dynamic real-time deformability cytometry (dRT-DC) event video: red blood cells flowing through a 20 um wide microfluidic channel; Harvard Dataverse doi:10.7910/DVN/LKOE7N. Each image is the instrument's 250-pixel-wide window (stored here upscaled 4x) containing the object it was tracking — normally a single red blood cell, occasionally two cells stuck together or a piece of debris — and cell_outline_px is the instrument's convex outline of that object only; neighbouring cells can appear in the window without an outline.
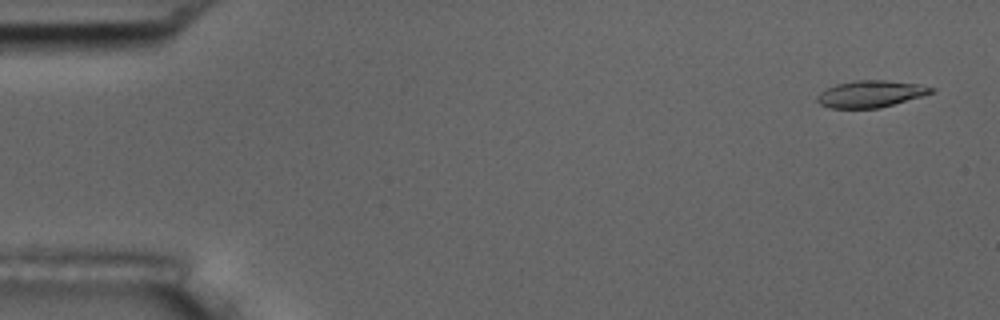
{"species": "common noctule bat (a hibernating species)", "species_latin": "Nyctalus noctula", "temperature_condition": "room temperature", "stored_images_in_passage": 55, "camera_frame_rate_fps": 3000, "um_per_image_px": 0.085, "animal": {"sex": "male", "body_mass_g": 17.5, "forearm_length_mm": 52.3}, "frame": {"image": 1, "passage_image": 3, "time_ms": 0.667, "image_size_px": [1000, 320], "cell_outline_px": [[936, 92], [924, 96], [880, 108], [832, 108], [820, 104], [816, 100], [816, 96], [820, 92], [836, 84], [856, 80], [884, 80], [920, 84], [936, 88]], "centroid_in_image_um": [74.06, 7.98], "position_along_channel_um": 10.9, "area_um2": 17.98}}
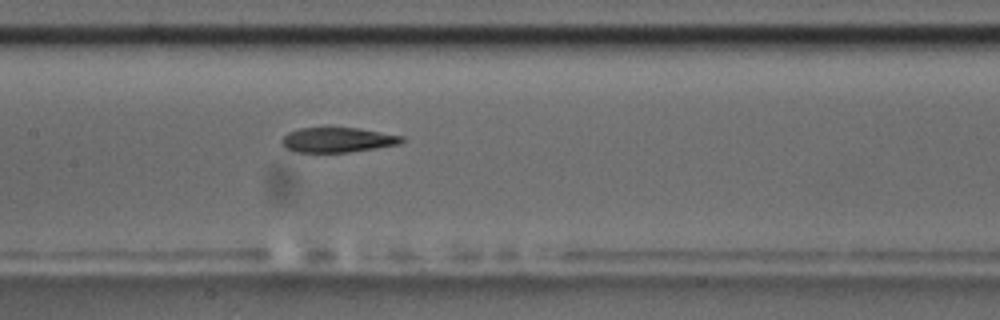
{"frame": {"image": 2, "passage_image": 27, "time_ms": 8.667, "image_size_px": [1000, 320], "cell_outline_px": [[404, 140], [400, 144], [376, 148], [348, 152], [292, 152], [284, 148], [280, 144], [280, 140], [288, 132], [300, 128], [328, 124], [360, 128], [404, 136]], "centroid_in_image_um": [28.63, 11.84], "position_along_channel_um": 178.8, "area_um2": 18.44}}
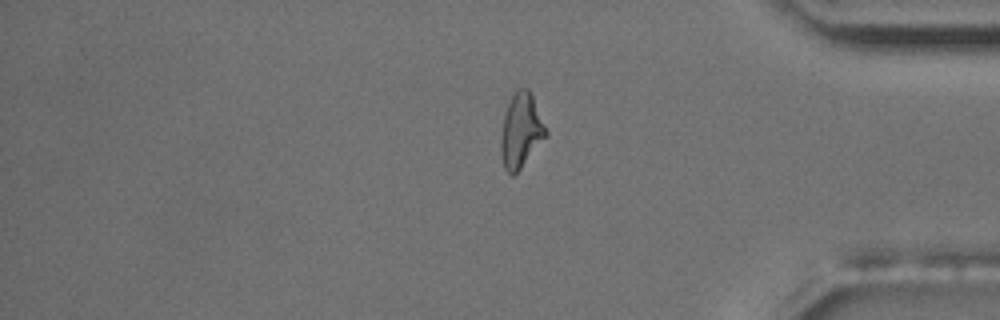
{"frame": {"image": 3, "passage_image": 46, "time_ms": 15.0, "image_size_px": [1000, 320], "cell_outline_px": [[548, 136], [520, 168], [512, 176], [504, 168], [500, 152], [500, 136], [504, 116], [508, 104], [516, 88], [528, 88], [532, 96], [548, 132]], "centroid_in_image_um": [44.28, 11.11], "position_along_channel_um": 390.9, "area_um2": 19.42}, "authors_computed_cell_mechanics": {"area_um2": 18.496, "velocity_mm_per_s": 3.6944, "shape_relaxation_time_tau1_ms": 8.2557, "shape_relaxation_time_tau2_ms": 5.2444, "deformation_change_tau1": 0.2256, "deformation_change_tau2": 0.1561}}